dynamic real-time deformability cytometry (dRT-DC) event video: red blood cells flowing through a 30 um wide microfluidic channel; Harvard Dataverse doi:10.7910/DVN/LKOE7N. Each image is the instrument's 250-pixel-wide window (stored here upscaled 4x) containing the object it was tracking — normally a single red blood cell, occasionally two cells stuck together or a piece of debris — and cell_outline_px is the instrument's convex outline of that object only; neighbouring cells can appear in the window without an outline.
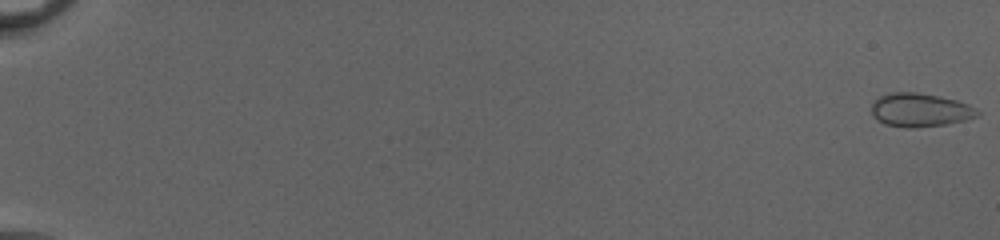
{"species": "common noctule bat (a hibernating species)", "species_latin": "Nyctalus noctula", "temperature_condition": "cold", "stored_images_in_passage": 54, "camera_frame_rate_fps": 3000, "um_per_image_px": 0.085, "animal": {"sex": "female", "body_mass_g": 20.0, "forearm_length_mm": 54.0}, "frame": {"image": 1, "passage_image": 1, "time_ms": 0.0, "image_size_px": [1000, 240], "cell_outline_px": [[980, 116], [968, 120], [948, 124], [916, 128], [908, 128], [884, 124], [876, 120], [872, 116], [872, 104], [880, 96], [888, 92], [916, 92], [940, 96], [956, 100], [968, 104], [976, 108], [980, 112]], "centroid_in_image_um": [78.23, 9.36], "position_along_channel_um": 6.8, "area_um2": 21.1}}
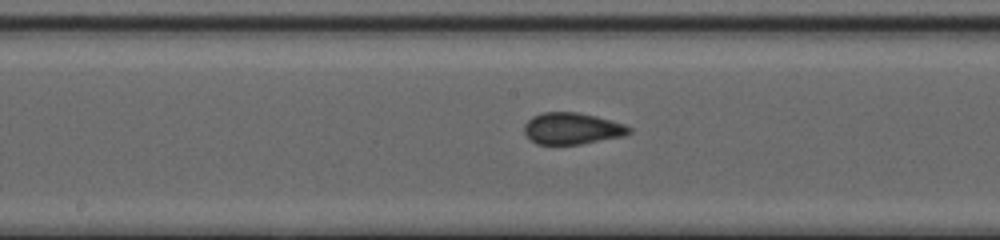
{"frame": {"image": 2, "passage_image": 31, "time_ms": 10.0, "image_size_px": [1000, 240], "cell_outline_px": [[632, 132], [624, 136], [580, 144], [536, 144], [524, 132], [524, 124], [532, 116], [544, 112], [576, 112], [596, 116], [624, 124], [632, 128]], "centroid_in_image_um": [48.64, 10.92], "position_along_channel_um": 199.6, "area_um2": 19.25}}
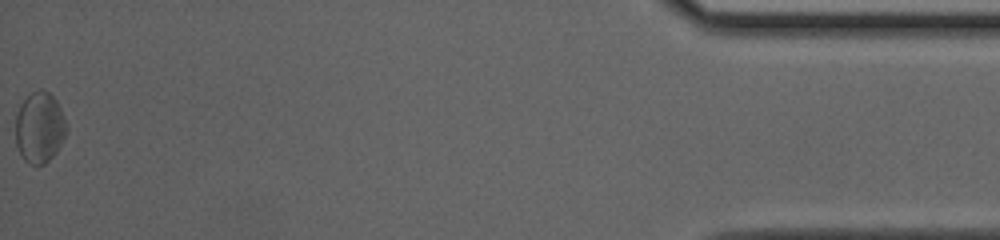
{"frame": {"image": 3, "passage_image": 54, "time_ms": 17.667, "image_size_px": [1000, 240], "cell_outline_px": [[68, 132], [56, 152], [44, 164], [28, 164], [24, 160], [16, 144], [16, 116], [20, 104], [32, 92], [40, 88], [48, 92], [56, 100], [60, 108], [68, 128]], "centroid_in_image_um": [3.37, 10.83], "position_along_channel_um": 431.8, "area_um2": 20.98}, "authors_computed_cell_mechanics": {"area_um2": 19.4208, "velocity_mm_per_s": 4.0697, "shape_relaxation_time_tau1_ms": 9.5959, "shape_relaxation_time_tau2_ms": 0.9238, "deformation_change_tau1": 0.1557, "deformation_change_tau2": 0.0366}}